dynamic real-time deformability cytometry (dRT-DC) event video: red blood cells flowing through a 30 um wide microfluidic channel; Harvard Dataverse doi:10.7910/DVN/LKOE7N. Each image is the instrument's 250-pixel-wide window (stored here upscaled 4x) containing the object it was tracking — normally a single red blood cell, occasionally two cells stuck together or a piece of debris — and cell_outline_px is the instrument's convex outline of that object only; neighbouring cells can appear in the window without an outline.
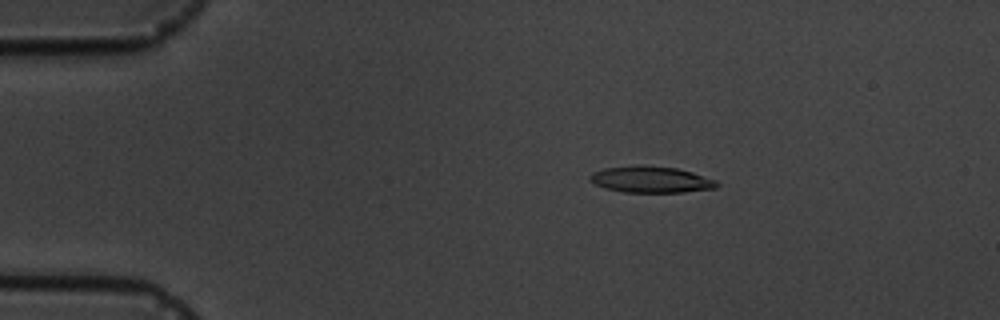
{"species": "common noctule bat (a hibernating species)", "species_latin": "Nyctalus noctula", "temperature_condition": "cold", "stored_images_in_passage": 8, "camera_frame_rate_fps": 3000, "um_per_image_px": 0.085, "animal": {"sex": "male", "body_mass_g": 19.5, "forearm_length_mm": 54.6}, "frame": {"image": 1, "passage_image": 3, "time_ms": 2.333, "image_size_px": [1000, 320], "cell_outline_px": [[720, 184], [716, 188], [684, 192], [624, 192], [604, 188], [588, 180], [588, 176], [592, 172], [604, 168], [636, 164], [676, 168], [692, 172], [716, 180]], "centroid_in_image_um": [55.3, 15.25], "position_along_channel_um": 29.7, "area_um2": 19.71}}
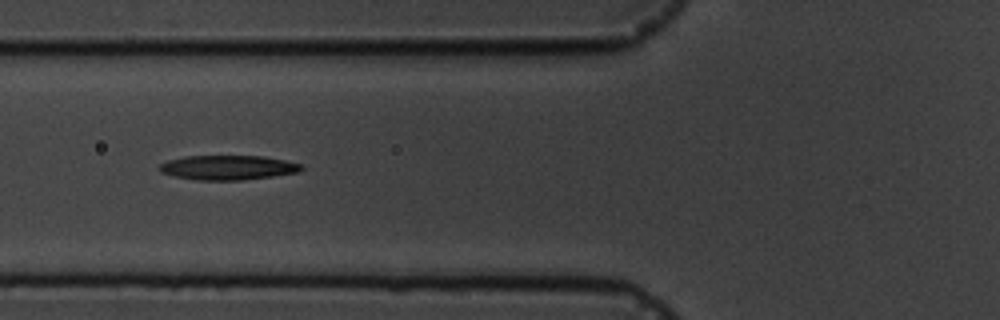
{"frame": {"image": 2, "passage_image": 6, "time_ms": 6.0, "image_size_px": [1000, 320], "cell_outline_px": [[304, 168], [300, 172], [272, 176], [240, 180], [196, 180], [176, 176], [160, 172], [160, 164], [168, 160], [184, 156], [264, 156], [284, 160], [300, 164]], "centroid_in_image_um": [19.38, 14.24], "position_along_channel_um": 106.4, "area_um2": 20.17}}
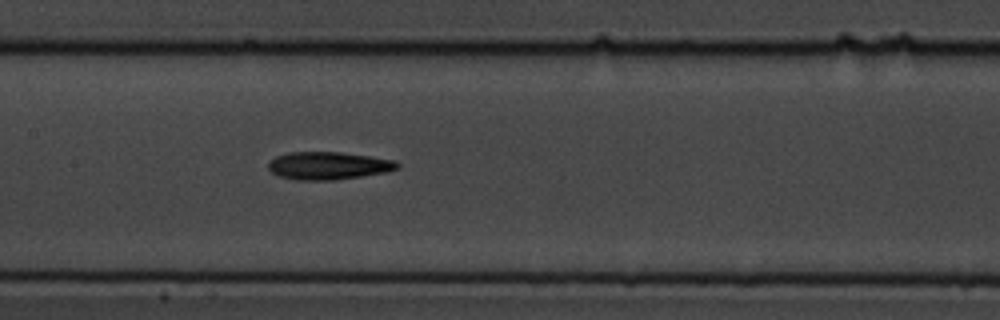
{"frame": {"image": 3, "passage_image": 8, "time_ms": 8.0, "image_size_px": [1000, 320], "cell_outline_px": [[400, 168], [388, 172], [336, 180], [296, 180], [276, 176], [268, 168], [268, 164], [276, 156], [288, 152], [340, 152], [396, 160], [400, 164]], "centroid_in_image_um": [27.93, 14.09], "position_along_channel_um": 179.5, "area_um2": 21.04}}